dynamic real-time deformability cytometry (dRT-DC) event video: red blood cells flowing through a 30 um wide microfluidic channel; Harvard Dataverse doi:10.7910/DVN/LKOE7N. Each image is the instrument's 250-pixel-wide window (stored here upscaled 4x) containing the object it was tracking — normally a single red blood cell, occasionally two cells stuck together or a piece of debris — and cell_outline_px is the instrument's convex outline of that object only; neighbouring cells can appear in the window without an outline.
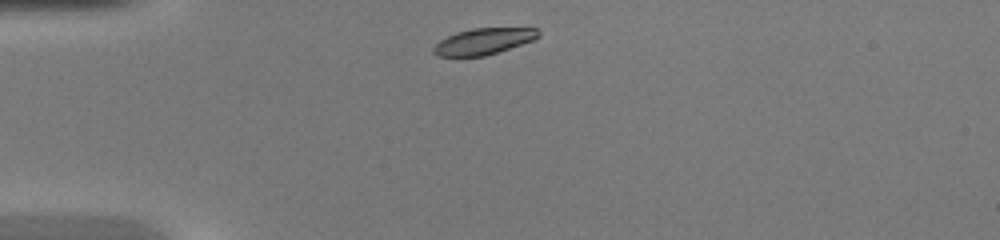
{"species": "common noctule bat (a hibernating species)", "species_latin": "Nyctalus noctula", "temperature_condition": "warm", "stored_images_in_passage": 36, "camera_frame_rate_fps": 3000, "um_per_image_px": 0.085, "animal": {"sex": "female", "body_mass_g": 20.0, "forearm_length_mm": 54.0}, "frame": {"image": 1, "passage_image": 1, "time_ms": 0.0, "image_size_px": [1000, 240], "cell_outline_px": [[540, 36], [532, 40], [484, 56], [440, 56], [432, 52], [432, 48], [440, 40], [456, 32], [472, 28], [536, 28], [540, 32]], "centroid_in_image_um": [41.07, 3.5], "position_along_channel_um": 43.9, "area_um2": 15.78}}
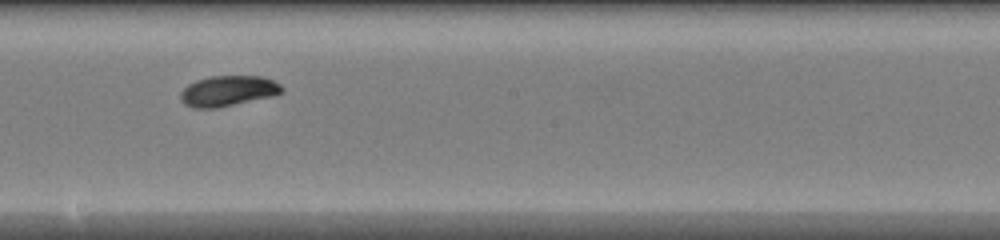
{"frame": {"image": 2, "passage_image": 16, "time_ms": 5.0, "image_size_px": [1000, 240], "cell_outline_px": [[284, 92], [276, 96], [216, 108], [192, 108], [184, 104], [180, 100], [180, 92], [188, 84], [196, 80], [208, 76], [264, 76], [280, 84], [284, 88]], "centroid_in_image_um": [19.4, 7.73], "position_along_channel_um": 228.8, "area_um2": 18.38}}
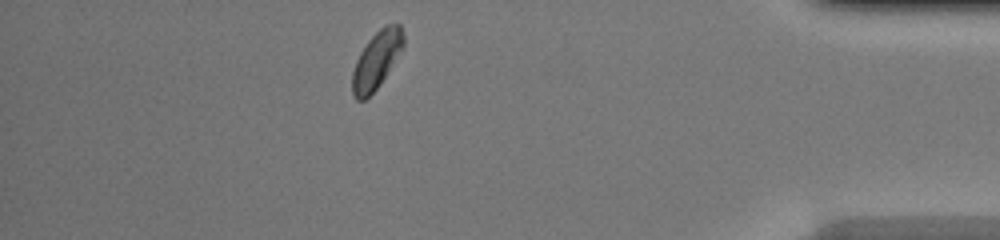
{"frame": {"image": 3, "passage_image": 31, "time_ms": 10.0, "image_size_px": [1000, 240], "cell_outline_px": [[404, 44], [380, 84], [364, 100], [356, 100], [352, 96], [352, 72], [356, 60], [360, 52], [368, 40], [384, 24], [400, 24], [404, 36]], "centroid_in_image_um": [31.98, 5.09], "position_along_channel_um": 403.2, "area_um2": 16.82}, "authors_computed_cell_mechanics": {"area_um2": 17.5712, "velocity_mm_per_s": 4.2831, "shape_relaxation_time_tau1_ms": 2.7446, "shape_relaxation_time_tau2_ms": null, "deformation_change_tau1": 0.0983, "deformation_change_tau2": null}}